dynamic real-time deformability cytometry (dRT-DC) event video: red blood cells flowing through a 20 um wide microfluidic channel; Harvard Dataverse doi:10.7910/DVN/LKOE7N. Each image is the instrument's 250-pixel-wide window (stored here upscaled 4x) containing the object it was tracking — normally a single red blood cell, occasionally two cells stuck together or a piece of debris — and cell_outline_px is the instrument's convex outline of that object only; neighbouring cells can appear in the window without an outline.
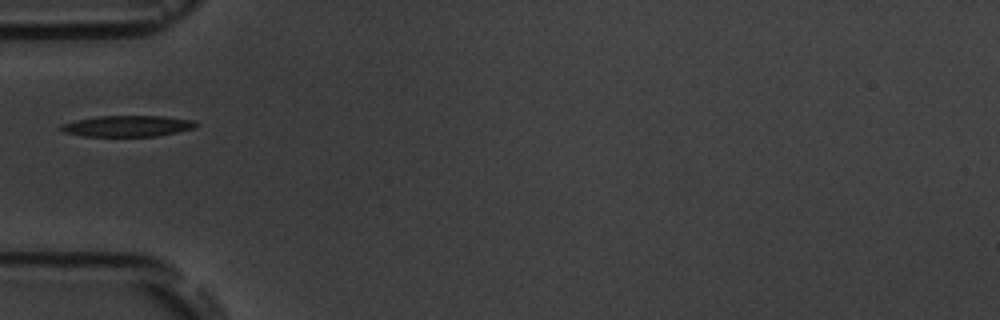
{"species": "common noctule bat (a hibernating species)", "species_latin": "Nyctalus noctula", "temperature_condition": "room temperature", "stored_images_in_passage": 1, "camera_frame_rate_fps": 3000, "um_per_image_px": 0.085, "animal": {"sex": "male", "body_mass_g": 19.5, "forearm_length_mm": 54.6}, "frame": {"image": 1, "passage_image": 1, "time_ms": 0.0, "image_size_px": [1000, 320], "cell_outline_px": [[200, 124], [192, 128], [176, 132], [156, 136], [84, 136], [64, 132], [56, 128], [60, 124], [76, 120], [96, 116], [164, 116], [192, 120]], "centroid_in_image_um": [10.77, 10.71], "position_along_channel_um": 74.2, "area_um2": 16.59}}